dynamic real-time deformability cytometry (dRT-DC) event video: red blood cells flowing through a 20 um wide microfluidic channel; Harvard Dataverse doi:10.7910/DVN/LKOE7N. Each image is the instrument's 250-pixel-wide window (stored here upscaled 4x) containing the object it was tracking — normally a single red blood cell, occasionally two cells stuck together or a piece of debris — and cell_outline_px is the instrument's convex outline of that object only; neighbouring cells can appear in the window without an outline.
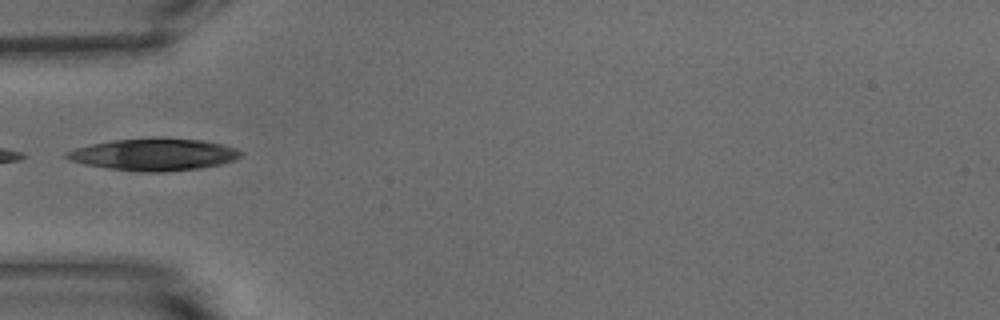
{"species": "common noctule bat (a hibernating species)", "species_latin": "Nyctalus noctula", "temperature_condition": "warm", "stored_images_in_passage": 24, "camera_frame_rate_fps": 3000, "um_per_image_px": 0.085, "animal": {"sex": "male", "body_mass_g": 15.6}, "frame": {"image": 1, "passage_image": 1, "time_ms": 0.0, "image_size_px": [1000, 320], "cell_outline_px": [[244, 152], [236, 160], [220, 164], [200, 168], [164, 172], [144, 172], [108, 168], [84, 164], [68, 160], [64, 156], [64, 152], [76, 148], [92, 144], [112, 140], [204, 140], [236, 148]], "centroid_in_image_um": [13.08, 13.17], "position_along_channel_um": 71.9, "area_um2": 31.67}}